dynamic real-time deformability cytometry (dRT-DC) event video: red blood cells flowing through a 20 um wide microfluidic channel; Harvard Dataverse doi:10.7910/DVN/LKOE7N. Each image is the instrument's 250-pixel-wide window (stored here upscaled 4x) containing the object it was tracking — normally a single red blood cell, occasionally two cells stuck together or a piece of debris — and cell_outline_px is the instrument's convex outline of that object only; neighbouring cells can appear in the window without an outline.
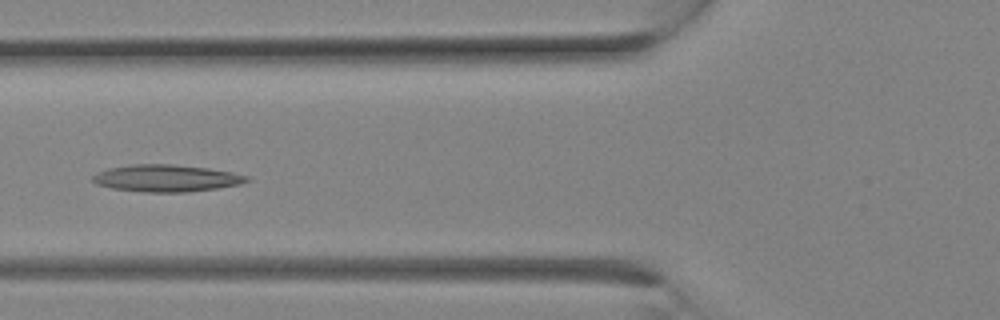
{"species": "Egyptian fruit bat (a non-hibernating species)", "species_latin": "Rousettus aegyptiacus", "temperature_condition": "room temperature", "stored_images_in_passage": 11, "camera_frame_rate_fps": 3000, "um_per_image_px": 0.085, "animal": {"sex": "female"}, "frame": {"image": 1, "passage_image": 10, "time_ms": 3.0, "image_size_px": [1000, 320], "cell_outline_px": [[252, 180], [240, 184], [216, 188], [188, 192], [144, 192], [112, 188], [96, 184], [92, 180], [92, 176], [96, 172], [108, 168], [132, 164], [172, 164], [208, 168], [232, 172], [248, 176]], "centroid_in_image_um": [14.13, 15.14], "position_along_channel_um": 111.7, "area_um2": 24.33}}